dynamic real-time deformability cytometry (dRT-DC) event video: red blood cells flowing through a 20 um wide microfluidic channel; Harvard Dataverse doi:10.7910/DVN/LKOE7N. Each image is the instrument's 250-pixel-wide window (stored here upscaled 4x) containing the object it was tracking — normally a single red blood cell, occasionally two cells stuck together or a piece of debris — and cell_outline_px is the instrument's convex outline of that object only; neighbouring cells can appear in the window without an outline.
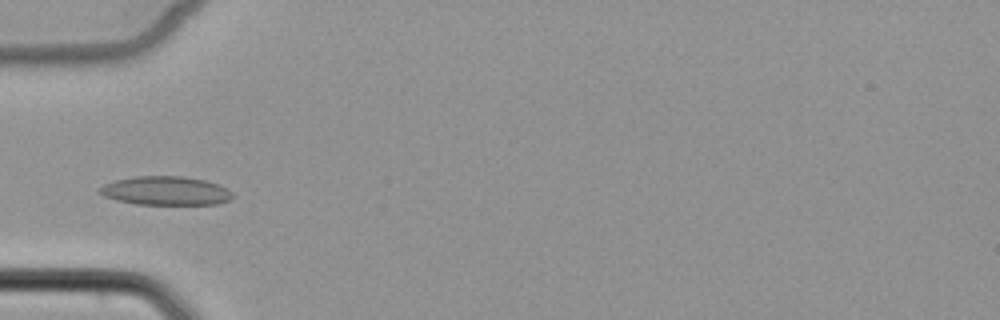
{"species": "common noctule bat (a hibernating species)", "species_latin": "Nyctalus noctula", "temperature_condition": "cold", "stored_images_in_passage": 3, "camera_frame_rate_fps": 3000, "um_per_image_px": 0.085, "animal": {"sex": "female", "body_mass_g": 22.7, "forearm_length_mm": 54.2}, "frame": {"image": 1, "passage_image": 3, "time_ms": 3.333, "image_size_px": [1000, 320], "cell_outline_px": [[232, 200], [216, 204], [136, 204], [116, 200], [104, 196], [100, 192], [100, 188], [104, 184], [116, 180], [132, 176], [184, 176], [204, 180], [228, 188], [232, 192]], "centroid_in_image_um": [14.1, 16.21], "position_along_channel_um": 70.9, "area_um2": 22.25}}